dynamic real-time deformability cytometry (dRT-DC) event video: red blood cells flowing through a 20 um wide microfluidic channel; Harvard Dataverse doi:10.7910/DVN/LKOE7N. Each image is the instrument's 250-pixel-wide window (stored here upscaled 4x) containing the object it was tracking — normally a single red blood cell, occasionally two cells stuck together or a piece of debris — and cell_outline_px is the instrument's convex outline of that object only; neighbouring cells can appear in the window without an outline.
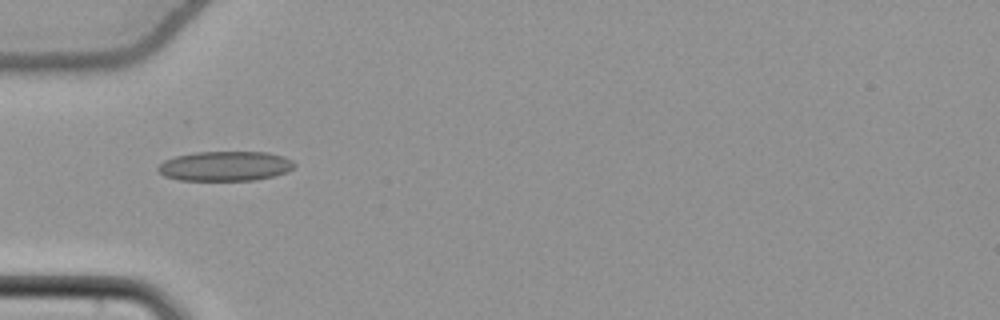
{"species": "common noctule bat (a hibernating species)", "species_latin": "Nyctalus noctula", "temperature_condition": "cold", "stored_images_in_passage": 37, "camera_frame_rate_fps": 3000, "um_per_image_px": 0.085, "animal": {"sex": "female", "body_mass_g": 22.7, "forearm_length_mm": 54.2}, "frame": {"image": 1, "passage_image": 1, "time_ms": 0.0, "image_size_px": [1000, 320], "cell_outline_px": [[296, 164], [288, 172], [256, 180], [180, 180], [164, 176], [156, 168], [164, 160], [176, 156], [196, 152], [268, 152], [284, 156], [292, 160]], "centroid_in_image_um": [19.16, 14.11], "position_along_channel_um": 65.8, "area_um2": 23.64}}
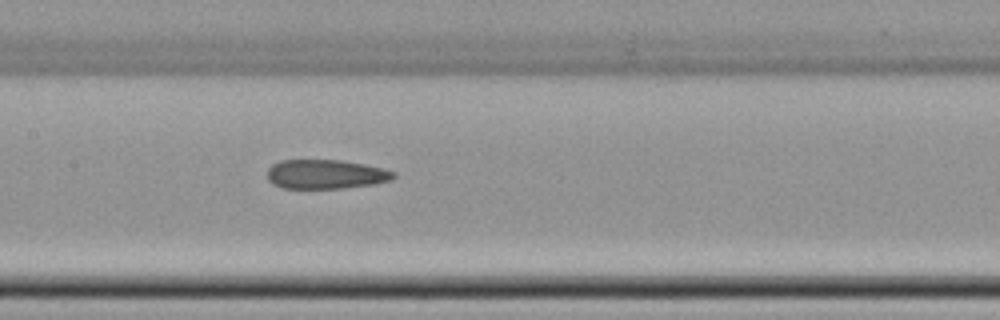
{"frame": {"image": 2, "passage_image": 10, "time_ms": 3.0, "image_size_px": [1000, 320], "cell_outline_px": [[396, 176], [392, 180], [372, 184], [344, 188], [280, 188], [272, 184], [268, 180], [268, 168], [272, 164], [280, 160], [340, 160], [364, 164], [384, 168], [396, 172]], "centroid_in_image_um": [27.69, 14.81], "position_along_channel_um": 179.7, "area_um2": 21.68}}
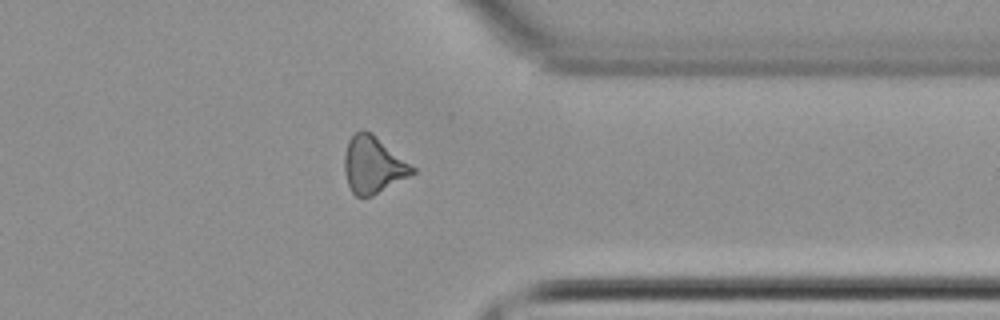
{"frame": {"image": 3, "passage_image": 26, "time_ms": 8.333, "image_size_px": [1000, 320], "cell_outline_px": [[416, 172], [372, 196], [356, 196], [352, 192], [348, 184], [344, 172], [344, 156], [348, 140], [360, 128], [364, 128], [372, 132], [416, 168]], "centroid_in_image_um": [31.7, 13.98], "position_along_channel_um": 379.7, "area_um2": 22.54}, "authors_computed_cell_mechanics": {"area_um2": 22.1952, "velocity_mm_per_s": 3.8584, "shape_relaxation_time_tau1_ms": null, "shape_relaxation_time_tau2_ms": 8.3668, "deformation_change_tau1": null, "deformation_change_tau2": 0.1972}}